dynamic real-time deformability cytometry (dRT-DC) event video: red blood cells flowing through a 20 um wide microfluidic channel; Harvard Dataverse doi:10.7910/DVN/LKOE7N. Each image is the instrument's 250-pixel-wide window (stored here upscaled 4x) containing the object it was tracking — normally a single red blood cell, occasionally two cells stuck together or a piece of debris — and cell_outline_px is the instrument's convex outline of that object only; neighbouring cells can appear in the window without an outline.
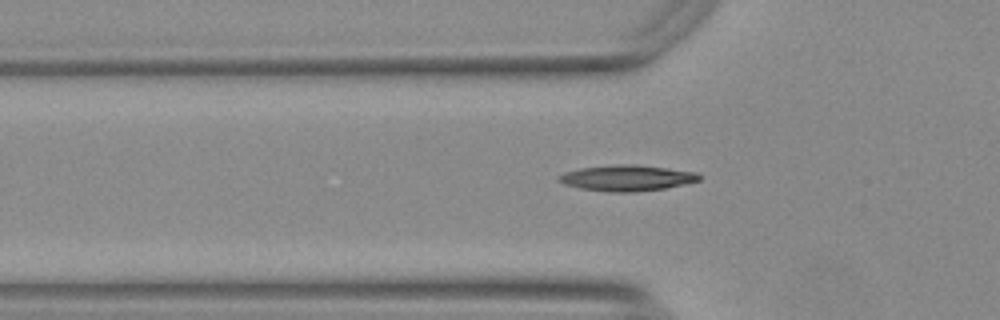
{"species": "Egyptian fruit bat (a non-hibernating species)", "species_latin": "Rousettus aegyptiacus", "temperature_condition": "warm", "stored_images_in_passage": 39, "camera_frame_rate_fps": 3000, "um_per_image_px": 0.085, "animal": {"sex": "female"}, "frame": {"image": 1, "passage_image": 4, "time_ms": 1.0, "image_size_px": [1000, 320], "cell_outline_px": [[700, 180], [684, 184], [664, 188], [636, 192], [612, 192], [580, 188], [564, 184], [556, 180], [564, 172], [580, 168], [616, 164], [636, 164], [668, 168], [696, 172], [700, 176]], "centroid_in_image_um": [53.28, 15.12], "position_along_channel_um": 72.5, "area_um2": 21.1}}
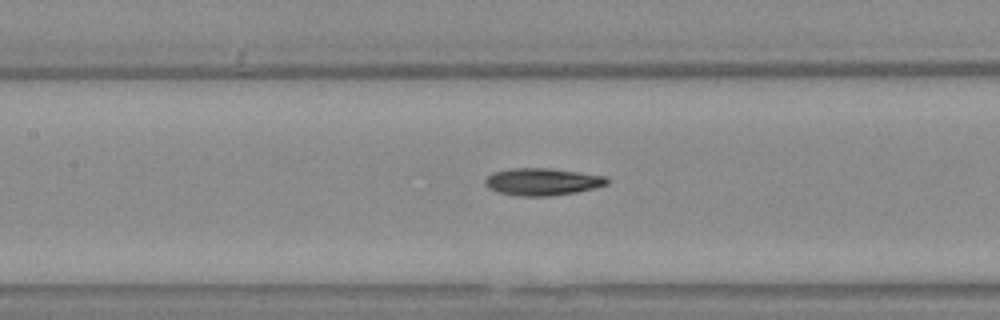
{"frame": {"image": 2, "passage_image": 11, "time_ms": 3.333, "image_size_px": [1000, 320], "cell_outline_px": [[608, 184], [576, 192], [552, 196], [516, 196], [496, 192], [488, 188], [484, 184], [484, 180], [492, 172], [512, 168], [548, 168], [604, 176], [608, 180]], "centroid_in_image_um": [46.02, 15.46], "position_along_channel_um": 161.4, "area_um2": 19.31}}
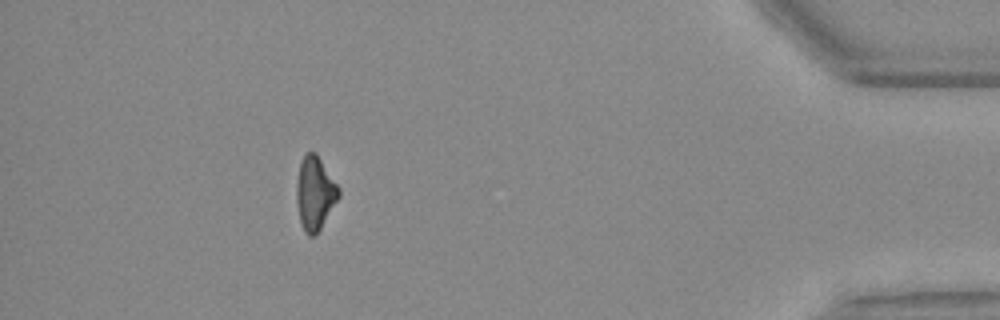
{"frame": {"image": 3, "passage_image": 35, "time_ms": 11.333, "image_size_px": [1000, 320], "cell_outline_px": [[340, 196], [320, 228], [312, 236], [308, 236], [304, 232], [300, 220], [296, 200], [296, 184], [300, 164], [304, 156], [308, 152], [316, 152], [340, 188]], "centroid_in_image_um": [26.77, 16.41], "position_along_channel_um": 408.4, "area_um2": 17.86}}